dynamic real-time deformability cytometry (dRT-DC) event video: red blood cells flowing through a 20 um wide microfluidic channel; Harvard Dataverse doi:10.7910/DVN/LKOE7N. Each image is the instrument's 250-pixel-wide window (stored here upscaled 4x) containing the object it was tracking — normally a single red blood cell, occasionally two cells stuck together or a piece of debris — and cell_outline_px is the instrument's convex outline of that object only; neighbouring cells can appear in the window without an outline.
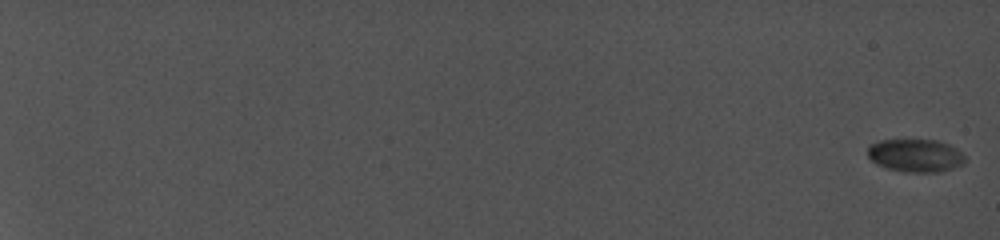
{"species": "common noctule bat (a hibernating species)", "species_latin": "Nyctalus noctula", "temperature_condition": "cold", "stored_images_in_passage": 38, "camera_frame_rate_fps": 5000, "um_per_image_px": 0.085, "animal": {"sex": "female", "body_mass_g": 19.0, "forearm_length_mm": 56.7}, "frame": {"image": 1, "passage_image": 1, "time_ms": 0.0, "image_size_px": [1000, 240], "cell_outline_px": [[964, 164], [940, 172], [904, 172], [888, 168], [876, 164], [868, 156], [868, 144], [880, 140], [936, 140], [948, 144], [956, 148], [964, 156]], "centroid_in_image_um": [77.79, 13.22], "position_along_channel_um": 7.2, "area_um2": 18.67}}
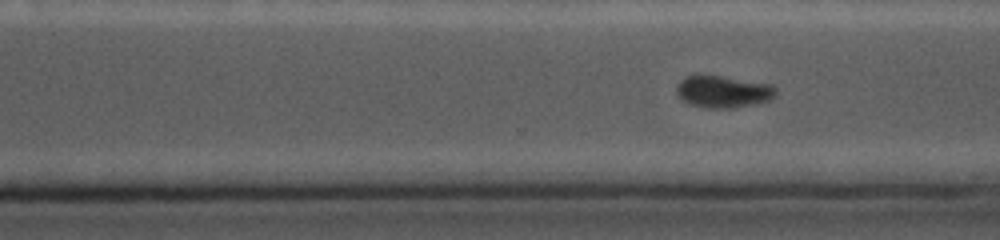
{"frame": {"image": 2, "passage_image": 34, "time_ms": 15.8, "image_size_px": [1000, 240], "cell_outline_px": [[776, 92], [768, 100], [752, 104], [728, 108], [704, 108], [688, 104], [680, 100], [676, 92], [676, 84], [684, 76], [720, 76], [772, 84], [776, 88]], "centroid_in_image_um": [61.39, 7.79], "position_along_channel_um": 309.2, "area_um2": 18.44}}
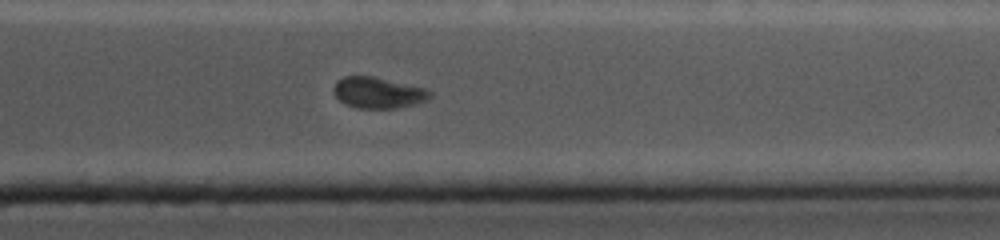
{"frame": {"image": 3, "passage_image": 38, "time_ms": 17.6, "image_size_px": [1000, 240], "cell_outline_px": [[432, 96], [428, 100], [396, 108], [360, 108], [348, 104], [340, 100], [332, 92], [332, 88], [336, 80], [344, 76], [372, 76], [424, 88], [432, 92]], "centroid_in_image_um": [32.11, 7.87], "position_along_channel_um": 379.3, "area_um2": 17.28}}